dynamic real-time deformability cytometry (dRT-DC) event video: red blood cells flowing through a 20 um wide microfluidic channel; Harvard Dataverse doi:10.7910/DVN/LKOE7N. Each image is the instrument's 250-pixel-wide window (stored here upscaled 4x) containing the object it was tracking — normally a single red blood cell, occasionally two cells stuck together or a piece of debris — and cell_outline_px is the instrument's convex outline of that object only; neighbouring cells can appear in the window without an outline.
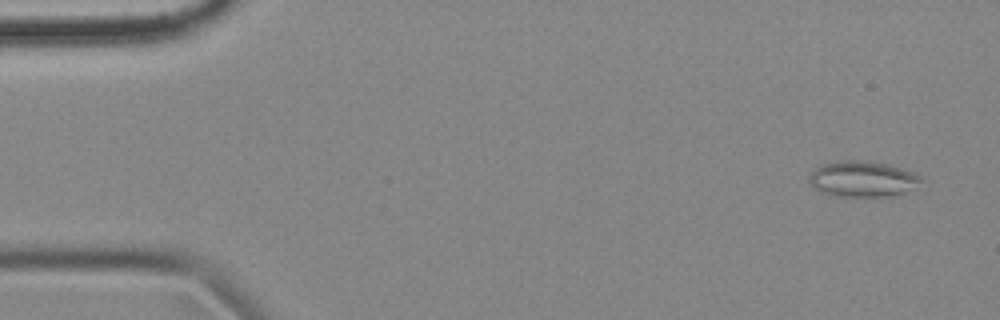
{"species": "common noctule bat (a hibernating species)", "species_latin": "Nyctalus noctula", "temperature_condition": "cold", "stored_images_in_passage": 12, "camera_frame_rate_fps": 3000, "um_per_image_px": 0.085, "animal": {"sex": "female", "body_mass_g": 18.4}, "frame": {"image": 1, "passage_image": 1, "time_ms": 0.0, "image_size_px": [1000, 320], "cell_outline_px": [[924, 180], [912, 188], [904, 192], [888, 196], [836, 196], [824, 192], [816, 188], [808, 180], [808, 176], [820, 164], [836, 160], [868, 160], [888, 164], [924, 176]], "centroid_in_image_um": [73.32, 15.18], "position_along_channel_um": 11.7, "area_um2": 23.35}}
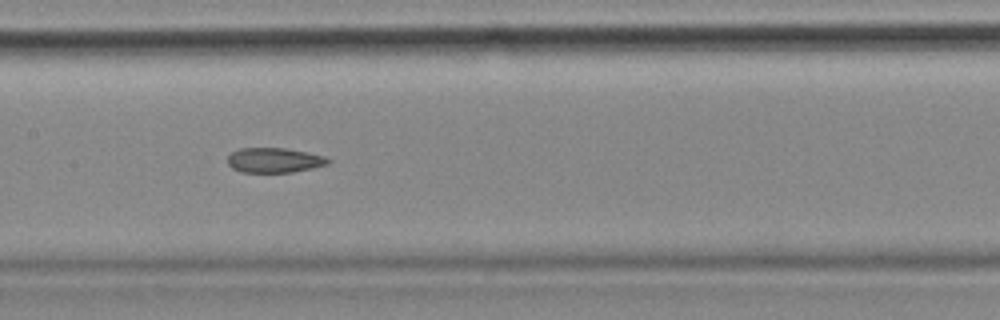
{"frame": {"image": 2, "passage_image": 7, "time_ms": 2.0, "image_size_px": [1000, 320], "cell_outline_px": [[332, 160], [328, 164], [312, 168], [292, 172], [244, 172], [232, 168], [228, 164], [228, 156], [232, 152], [240, 148], [284, 148], [308, 152], [324, 156]], "centroid_in_image_um": [23.33, 13.61], "position_along_channel_um": 184.1, "area_um2": 14.51}}
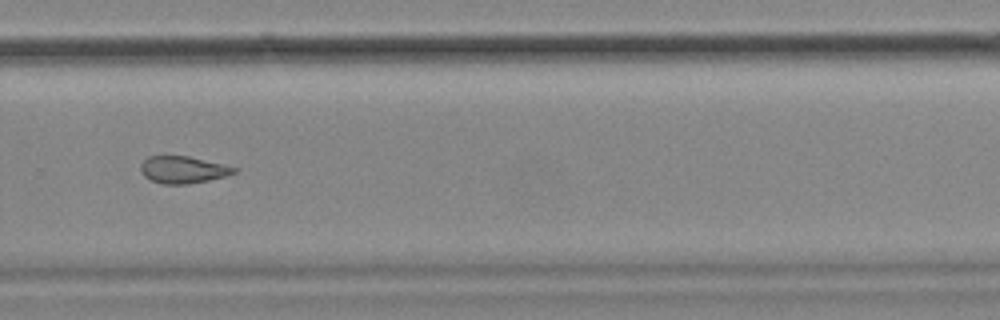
{"frame": {"image": 3, "passage_image": 10, "time_ms": 3.0, "image_size_px": [1000, 320], "cell_outline_px": [[240, 168], [236, 172], [228, 176], [188, 184], [164, 184], [152, 180], [144, 176], [140, 172], [140, 164], [148, 156], [188, 156], [224, 164]], "centroid_in_image_um": [15.58, 14.42], "position_along_channel_um": 314.2, "area_um2": 14.85}}